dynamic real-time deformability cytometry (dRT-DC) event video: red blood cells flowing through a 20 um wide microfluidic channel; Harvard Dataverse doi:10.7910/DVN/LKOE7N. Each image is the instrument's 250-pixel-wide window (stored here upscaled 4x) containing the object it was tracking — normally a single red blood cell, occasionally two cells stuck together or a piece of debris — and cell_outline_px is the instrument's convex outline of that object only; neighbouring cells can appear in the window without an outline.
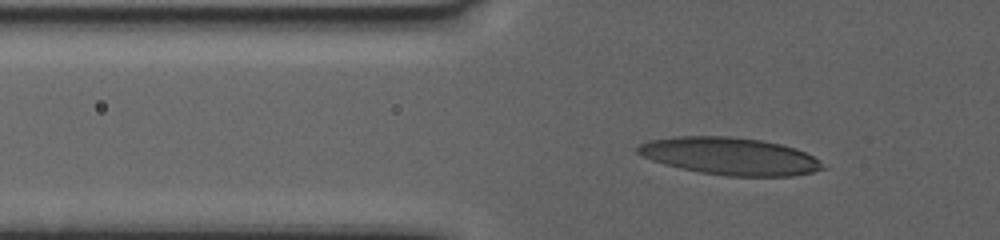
{"species": "human", "species_latin": "Homo sapiens", "temperature_condition": "warm", "stored_images_in_passage": 62, "camera_frame_rate_fps": 3000, "um_per_image_px": 0.085, "donor": {"sex": "female"}, "frame": {"image": 1, "passage_image": 21, "time_ms": 6.667, "image_size_px": [1000, 240], "cell_outline_px": [[828, 168], [812, 172], [792, 176], [728, 176], [700, 172], [680, 168], [664, 164], [652, 160], [636, 152], [636, 148], [640, 144], [648, 140], [676, 136], [732, 136], [760, 140], [780, 144], [796, 148], [820, 160]], "centroid_in_image_um": [62.05, 13.27], "position_along_channel_um": 63.8, "area_um2": 40.34}}
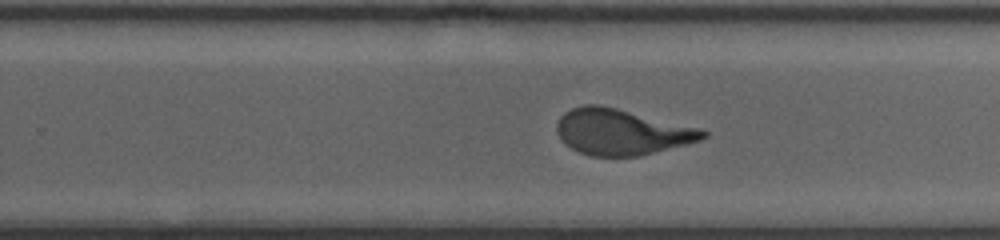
{"frame": {"image": 2, "passage_image": 42, "time_ms": 13.667, "image_size_px": [1000, 240], "cell_outline_px": [[708, 136], [700, 140], [688, 144], [640, 156], [592, 156], [580, 152], [572, 148], [556, 132], [556, 124], [560, 116], [564, 112], [572, 108], [584, 104], [600, 104], [700, 128], [708, 132]], "centroid_in_image_um": [52.85, 11.21], "position_along_channel_um": 277.0, "area_um2": 38.96}}
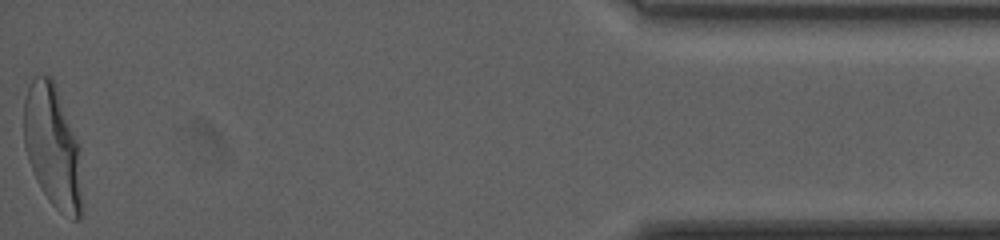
{"frame": {"image": 3, "passage_image": 62, "time_ms": 20.333, "image_size_px": [1000, 240], "cell_outline_px": [[80, 216], [76, 220], [72, 220], [60, 212], [48, 200], [36, 180], [28, 160], [24, 144], [24, 100], [28, 88], [32, 80], [36, 76], [52, 76], [56, 84], [80, 144]], "centroid_in_image_um": [4.47, 12.42], "position_along_channel_um": 430.7, "area_um2": 41.67}, "authors_computed_cell_mechanics": {"area_um2": 39.0728, "velocity_mm_per_s": 3.2968, "shape_relaxation_time_tau1_ms": 5.8324, "shape_relaxation_time_tau2_ms": 0.9291, "deformation_change_tau1": 0.2444, "deformation_change_tau2": 0.093}}